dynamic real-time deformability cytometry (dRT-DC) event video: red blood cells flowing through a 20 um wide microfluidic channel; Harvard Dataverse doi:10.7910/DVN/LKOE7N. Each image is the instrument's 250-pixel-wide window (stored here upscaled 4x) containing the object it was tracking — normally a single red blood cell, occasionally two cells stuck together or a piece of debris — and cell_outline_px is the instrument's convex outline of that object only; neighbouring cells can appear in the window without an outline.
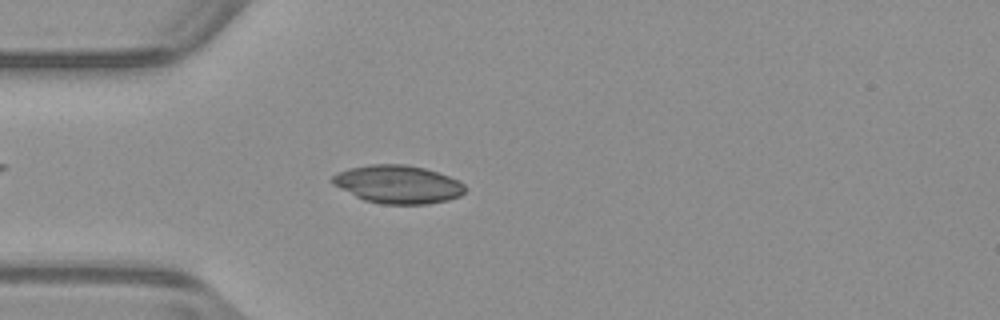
{"species": "common noctule bat (a hibernating species)", "species_latin": "Nyctalus noctula", "temperature_condition": "warm", "stored_images_in_passage": 51, "camera_frame_rate_fps": 3000, "um_per_image_px": 0.085, "animal": {"sex": "male", "body_mass_g": 23.1, "forearm_length_mm": 52.7}, "frame": {"image": 1, "passage_image": 14, "time_ms": 4.333, "image_size_px": [1000, 320], "cell_outline_px": [[468, 188], [460, 196], [448, 200], [428, 204], [380, 204], [364, 200], [332, 184], [332, 176], [336, 172], [348, 168], [368, 164], [404, 164], [424, 168], [460, 180]], "centroid_in_image_um": [33.83, 15.66], "position_along_channel_um": 51.2, "area_um2": 29.65}}
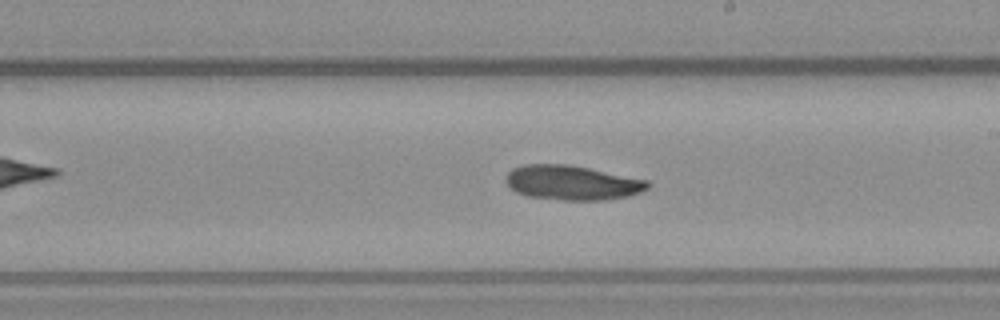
{"frame": {"image": 2, "passage_image": 29, "time_ms": 9.333, "image_size_px": [1000, 320], "cell_outline_px": [[648, 188], [640, 192], [628, 196], [604, 200], [564, 200], [528, 196], [516, 192], [504, 180], [508, 172], [512, 168], [524, 164], [568, 164], [648, 180]], "centroid_in_image_um": [48.6, 15.52], "position_along_channel_um": 240.4, "area_um2": 28.44}}
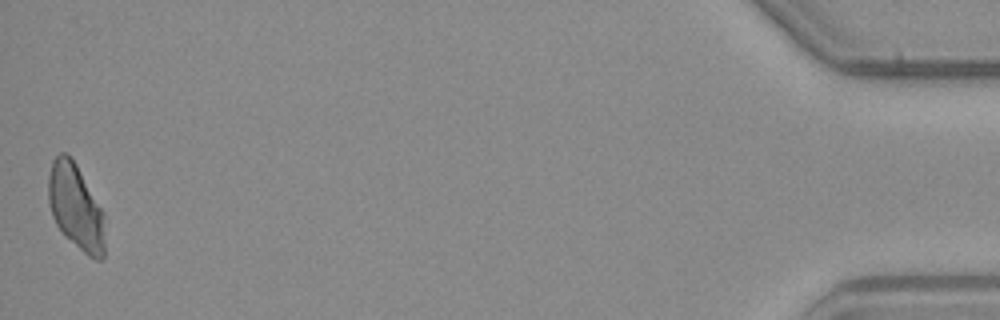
{"frame": {"image": 3, "passage_image": 51, "time_ms": 16.667, "image_size_px": [1000, 320], "cell_outline_px": [[104, 256], [100, 260], [96, 260], [88, 256], [64, 236], [56, 224], [52, 216], [48, 200], [48, 176], [52, 160], [60, 152], [68, 152], [76, 164], [104, 212]], "centroid_in_image_um": [6.43, 17.58], "position_along_channel_um": 428.8, "area_um2": 28.38}, "authors_computed_cell_mechanics": {"area_um2": 28.2642, "velocity_mm_per_s": 3.9513, "shape_relaxation_time_tau1_ms": null, "shape_relaxation_time_tau2_ms": 8.7252, "deformation_change_tau1": null, "deformation_change_tau2": 0.1809}}